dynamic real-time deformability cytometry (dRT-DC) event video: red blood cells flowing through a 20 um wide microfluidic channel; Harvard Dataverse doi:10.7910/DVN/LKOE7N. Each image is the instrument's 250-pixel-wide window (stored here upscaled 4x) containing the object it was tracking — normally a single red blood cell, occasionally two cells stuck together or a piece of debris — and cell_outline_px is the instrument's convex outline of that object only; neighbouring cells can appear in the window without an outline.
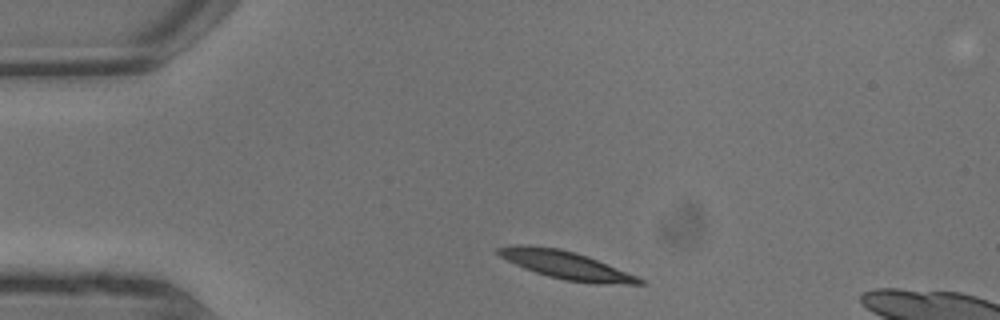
{"species": "common noctule bat (a hibernating species)", "species_latin": "Nyctalus noctula", "temperature_condition": "warm", "stored_images_in_passage": 5, "camera_frame_rate_fps": 3000, "um_per_image_px": 0.085, "animal": {"sex": "male", "body_mass_g": 13.3}, "frame": {"image": 1, "passage_image": 1, "time_ms": 0.0, "image_size_px": [1000, 320], "cell_outline_px": [[644, 284], [600, 284], [564, 280], [548, 276], [524, 268], [500, 256], [496, 252], [496, 248], [508, 244], [524, 244], [560, 248], [576, 252], [588, 256], [636, 276], [644, 280]], "centroid_in_image_um": [48.07, 22.51], "position_along_channel_um": 36.9, "area_um2": 22.95}}
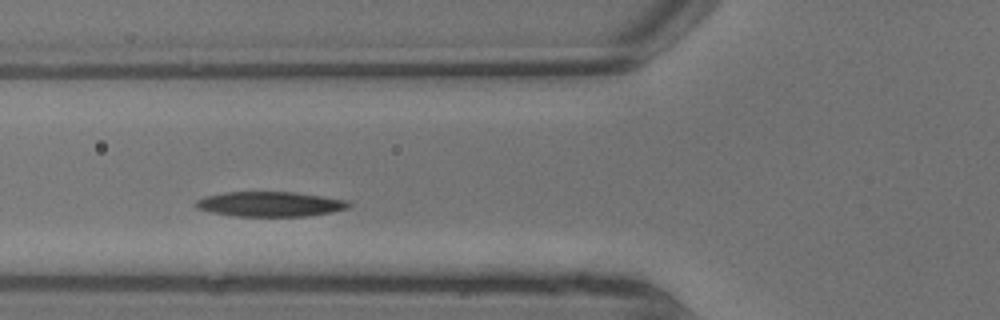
{"frame": {"image": 2, "passage_image": 4, "time_ms": 1.0, "image_size_px": [1000, 320], "cell_outline_px": [[352, 204], [348, 208], [332, 212], [304, 216], [236, 216], [212, 212], [196, 208], [196, 200], [204, 196], [224, 192], [292, 192], [348, 200]], "centroid_in_image_um": [22.95, 17.34], "position_along_channel_um": 102.8, "area_um2": 22.08}}
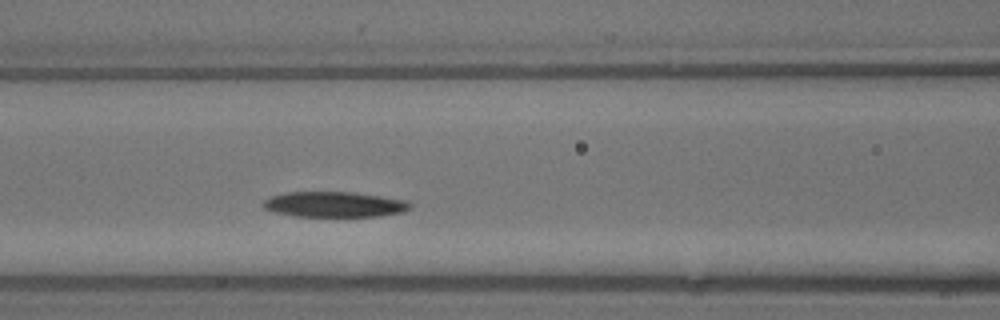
{"frame": {"image": 3, "passage_image": 5, "time_ms": 1.333, "image_size_px": [1000, 320], "cell_outline_px": [[412, 204], [408, 208], [400, 212], [380, 216], [296, 216], [276, 212], [264, 208], [264, 200], [272, 196], [288, 192], [352, 192], [408, 200]], "centroid_in_image_um": [28.44, 17.37], "position_along_channel_um": 138.2, "area_um2": 21.44}}